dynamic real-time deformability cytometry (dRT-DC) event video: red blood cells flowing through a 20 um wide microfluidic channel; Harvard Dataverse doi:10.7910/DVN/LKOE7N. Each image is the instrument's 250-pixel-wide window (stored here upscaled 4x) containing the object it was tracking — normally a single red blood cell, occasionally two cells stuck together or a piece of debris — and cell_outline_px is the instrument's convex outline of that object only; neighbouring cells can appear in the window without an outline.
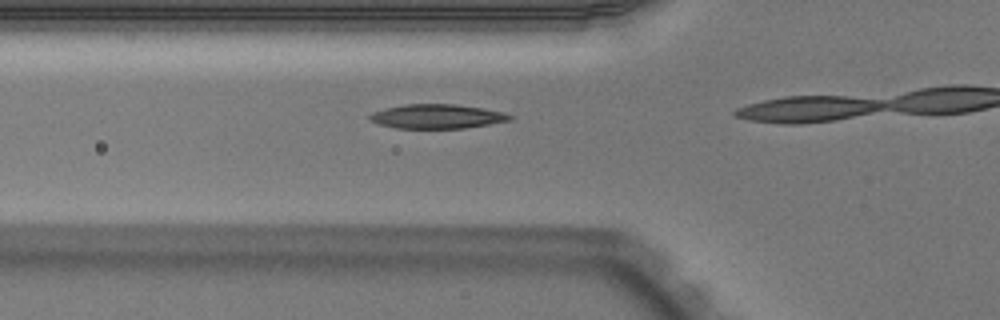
{"species": "Egyptian fruit bat (a non-hibernating species)", "species_latin": "Rousettus aegyptiacus", "temperature_condition": "warm", "stored_images_in_passage": 5, "camera_frame_rate_fps": 3000, "um_per_image_px": 0.085, "animal": {"sex": "male"}, "frame": {"image": 1, "passage_image": 2, "time_ms": 0.333, "image_size_px": [1000, 320], "cell_outline_px": [[512, 120], [464, 128], [396, 128], [376, 124], [368, 116], [372, 112], [384, 108], [404, 104], [456, 104], [484, 108], [504, 112], [512, 116]], "centroid_in_image_um": [37.13, 9.89], "position_along_channel_um": 88.7, "area_um2": 19.88}}